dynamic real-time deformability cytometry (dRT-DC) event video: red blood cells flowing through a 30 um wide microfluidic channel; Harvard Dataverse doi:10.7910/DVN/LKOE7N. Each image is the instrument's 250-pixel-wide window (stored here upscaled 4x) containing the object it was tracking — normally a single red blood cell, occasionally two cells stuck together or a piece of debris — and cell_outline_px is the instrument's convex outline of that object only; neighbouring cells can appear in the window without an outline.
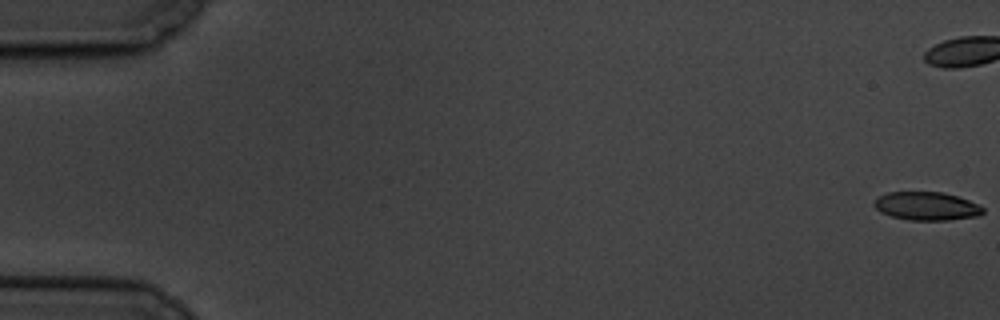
{"species": "common noctule bat (a hibernating species)", "species_latin": "Nyctalus noctula", "temperature_condition": "cold", "stored_images_in_passage": 2, "segment_of_instrument_passage": [2, 2], "camera_frame_rate_fps": 3000, "um_per_image_px": 0.085, "animal": {"sex": "male", "body_mass_g": 19.5, "forearm_length_mm": 54.6}, "frame": {"image": 1, "passage_image": 2, "time_ms": 2.0, "image_size_px": [1000, 320], "cell_outline_px": [[984, 212], [980, 216], [948, 220], [908, 220], [892, 216], [880, 212], [872, 204], [872, 200], [876, 196], [888, 192], [944, 192], [980, 204], [984, 208]], "centroid_in_image_um": [78.74, 17.51], "position_along_channel_um": 6.3, "area_um2": 18.26}}